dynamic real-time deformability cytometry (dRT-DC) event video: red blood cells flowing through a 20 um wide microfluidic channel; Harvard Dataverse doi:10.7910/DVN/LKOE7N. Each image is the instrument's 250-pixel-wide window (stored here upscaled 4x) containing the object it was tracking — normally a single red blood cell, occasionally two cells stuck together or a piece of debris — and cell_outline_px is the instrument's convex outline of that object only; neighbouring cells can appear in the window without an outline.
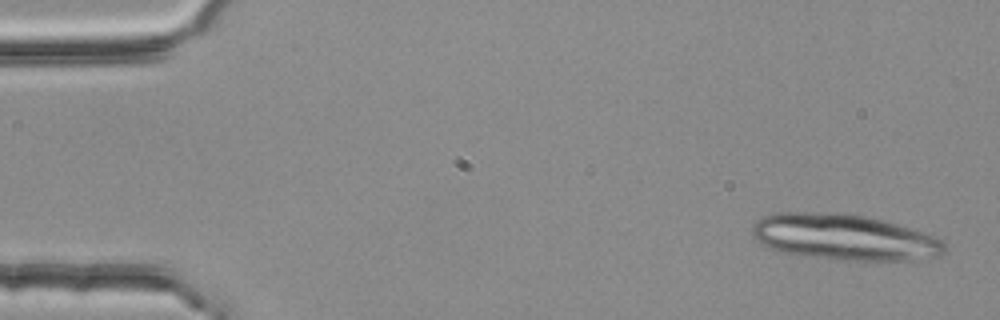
{"species": "common noctule bat (a hibernating species)", "species_latin": "Nyctalus noctula", "temperature_condition": "room temperature", "stored_images_in_passage": 4, "camera_frame_rate_fps": 3000, "um_per_image_px": 0.085, "animal": {"sex": "female", "body_mass_g": 25.1}, "frame": {"image": 1, "passage_image": 1, "time_ms": 0.0, "image_size_px": [1000, 320], "cell_outline_px": [[944, 252], [940, 256], [916, 260], [848, 260], [780, 252], [760, 244], [752, 236], [752, 224], [756, 220], [764, 216], [776, 212], [836, 212], [864, 216], [896, 224], [924, 232], [936, 236], [944, 240]], "centroid_in_image_um": [71.74, 20.15], "position_along_channel_um": 13.3, "area_um2": 51.5}}